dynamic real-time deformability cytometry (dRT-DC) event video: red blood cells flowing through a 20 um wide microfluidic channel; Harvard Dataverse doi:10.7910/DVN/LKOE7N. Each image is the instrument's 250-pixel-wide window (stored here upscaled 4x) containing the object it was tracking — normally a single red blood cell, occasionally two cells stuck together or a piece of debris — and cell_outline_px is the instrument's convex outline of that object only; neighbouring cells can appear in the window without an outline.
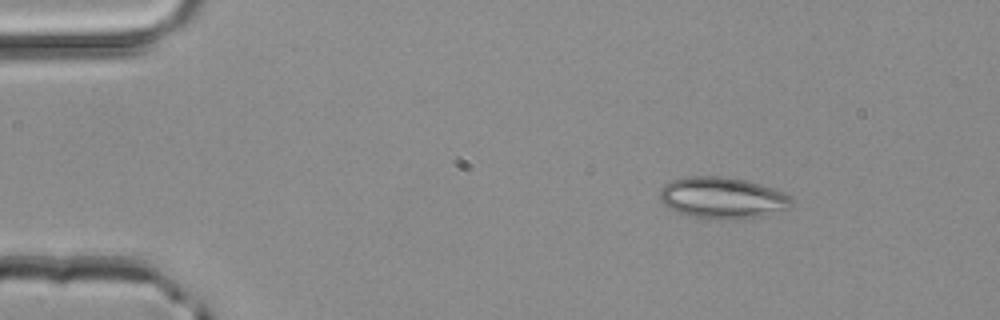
{"species": "common noctule bat (a hibernating species)", "species_latin": "Nyctalus noctula", "temperature_condition": "room temperature", "stored_images_in_passage": 2, "camera_frame_rate_fps": 3000, "um_per_image_px": 0.085, "animal": {"sex": "male", "body_mass_g": 20.4}, "frame": {"image": 1, "passage_image": 1, "time_ms": 0.0, "image_size_px": [1000, 320], "cell_outline_px": [[792, 208], [760, 216], [736, 220], [692, 216], [676, 212], [668, 208], [660, 200], [660, 188], [664, 184], [672, 180], [684, 176], [724, 176], [748, 180], [784, 192], [792, 196]], "centroid_in_image_um": [61.42, 16.8], "position_along_channel_um": 23.6, "area_um2": 32.14}}